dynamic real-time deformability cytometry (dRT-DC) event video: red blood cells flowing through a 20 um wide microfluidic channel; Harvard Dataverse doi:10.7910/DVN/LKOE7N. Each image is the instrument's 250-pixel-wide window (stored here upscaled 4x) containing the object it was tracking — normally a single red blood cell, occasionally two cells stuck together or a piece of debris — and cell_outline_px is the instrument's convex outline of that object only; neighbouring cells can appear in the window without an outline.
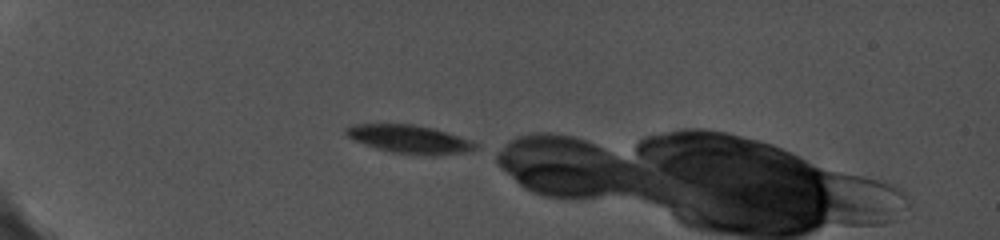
{"species": "common noctule bat (a hibernating species)", "species_latin": "Nyctalus noctula", "temperature_condition": "cold", "stored_images_in_passage": 64, "camera_frame_rate_fps": 5000, "um_per_image_px": 0.085, "animal": {"sex": "female", "body_mass_g": 19.0, "forearm_length_mm": 56.7}, "frame": {"image": 1, "passage_image": 1, "time_ms": 0.0, "image_size_px": [1000, 240], "cell_outline_px": [[480, 148], [472, 152], [436, 156], [428, 156], [392, 152], [376, 148], [364, 144], [348, 136], [344, 132], [344, 128], [352, 124], [412, 124], [432, 128], [472, 140], [480, 144]], "centroid_in_image_um": [34.9, 11.85], "position_along_channel_um": 50.1, "area_um2": 21.68}}
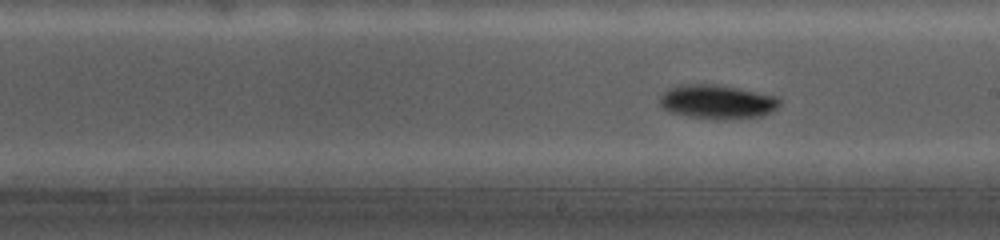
{"frame": {"image": 2, "passage_image": 30, "time_ms": 5.8, "image_size_px": [1000, 240], "cell_outline_px": [[780, 104], [772, 112], [760, 116], [724, 120], [716, 120], [688, 116], [672, 112], [664, 108], [660, 104], [660, 96], [668, 88], [680, 84], [716, 84], [740, 88], [780, 96]], "centroid_in_image_um": [61.0, 8.65], "position_along_channel_um": 228.0, "area_um2": 24.1}}
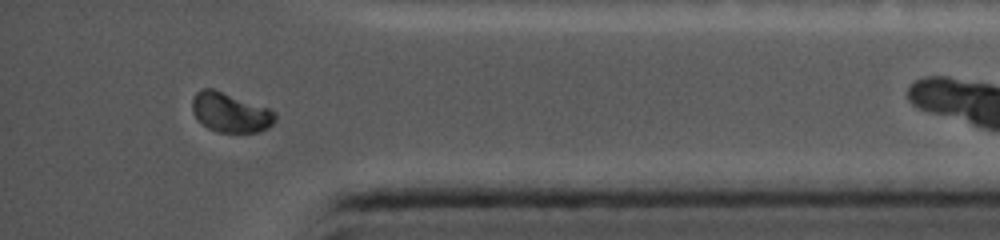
{"frame": {"image": 3, "passage_image": 59, "time_ms": 10.8, "image_size_px": [1000, 240], "cell_outline_px": [[276, 120], [268, 128], [260, 132], [220, 132], [208, 128], [196, 120], [192, 112], [192, 100], [196, 92], [200, 88], [212, 88], [268, 108], [276, 112]], "centroid_in_image_um": [19.56, 9.56], "position_along_channel_um": 415.6, "area_um2": 19.19}}